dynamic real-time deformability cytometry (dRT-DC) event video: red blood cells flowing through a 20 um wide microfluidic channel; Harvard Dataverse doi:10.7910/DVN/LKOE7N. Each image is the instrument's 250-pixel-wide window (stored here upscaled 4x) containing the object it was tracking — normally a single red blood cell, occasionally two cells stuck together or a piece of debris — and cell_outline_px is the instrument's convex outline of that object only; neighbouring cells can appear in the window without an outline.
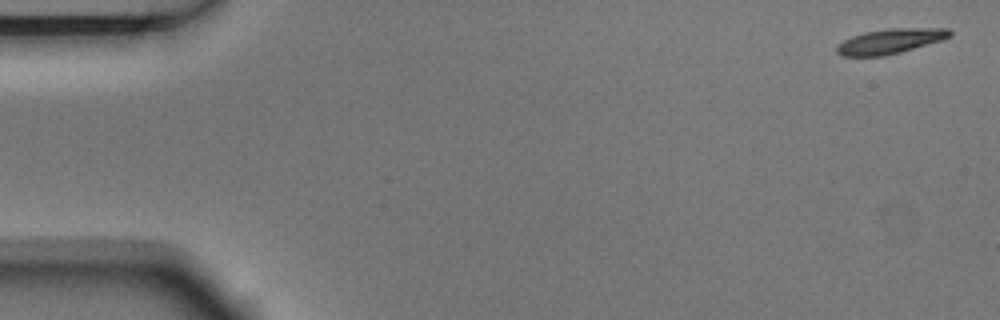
{"species": "Egyptian fruit bat (a non-hibernating species)", "species_latin": "Rousettus aegyptiacus", "temperature_condition": "room temperature", "stored_images_in_passage": 5, "camera_frame_rate_fps": 3000, "um_per_image_px": 0.085, "animal": {"sex": "male"}, "frame": {"image": 1, "passage_image": 1, "time_ms": 0.0, "image_size_px": [1000, 320], "cell_outline_px": [[952, 36], [940, 40], [900, 52], [884, 56], [840, 56], [836, 52], [836, 48], [844, 40], [852, 36], [864, 32], [888, 28], [948, 28], [952, 32]], "centroid_in_image_um": [75.65, 3.5], "position_along_channel_um": 9.3, "area_um2": 16.3}}
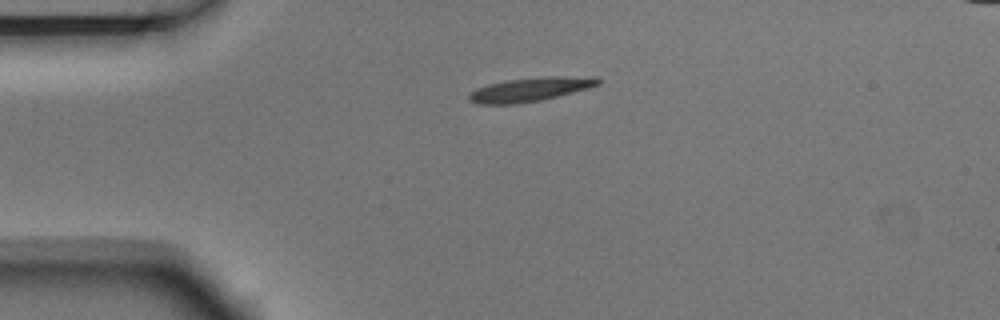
{"frame": {"image": 2, "passage_image": 4, "time_ms": 1.0, "image_size_px": [1000, 320], "cell_outline_px": [[600, 84], [588, 88], [540, 100], [516, 104], [476, 104], [468, 100], [468, 96], [476, 88], [488, 84], [508, 80], [540, 76], [596, 76], [600, 80]], "centroid_in_image_um": [45.07, 7.59], "position_along_channel_um": 39.9, "area_um2": 18.03}}